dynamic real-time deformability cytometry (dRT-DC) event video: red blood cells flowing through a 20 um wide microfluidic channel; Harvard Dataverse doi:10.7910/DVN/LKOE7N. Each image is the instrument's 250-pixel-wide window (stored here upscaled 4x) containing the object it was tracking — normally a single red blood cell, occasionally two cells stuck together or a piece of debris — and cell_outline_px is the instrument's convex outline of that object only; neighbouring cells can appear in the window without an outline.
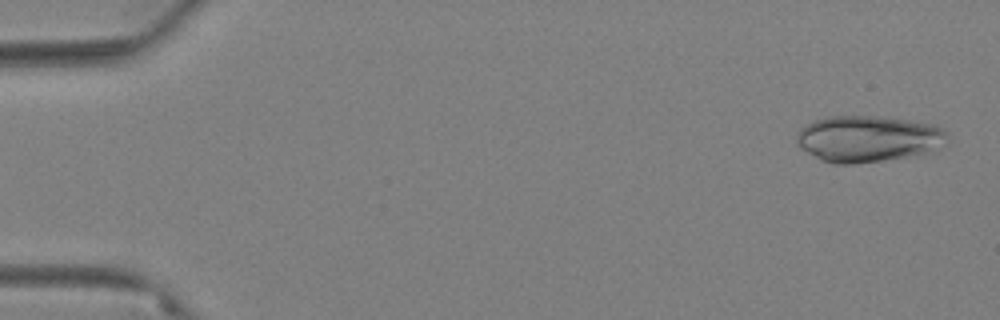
{"species": "Egyptian fruit bat (a non-hibernating species)", "species_latin": "Rousettus aegyptiacus", "temperature_condition": "warm", "stored_images_in_passage": 61, "camera_frame_rate_fps": 3000, "um_per_image_px": 0.085, "animal": {"sex": "female"}, "frame": {"image": 1, "passage_image": 2, "time_ms": 0.333, "image_size_px": [1000, 320], "cell_outline_px": [[948, 144], [928, 152], [884, 160], [856, 164], [832, 164], [820, 160], [800, 148], [796, 144], [796, 136], [800, 128], [816, 120], [828, 116], [876, 116], [936, 124], [948, 132]], "centroid_in_image_um": [73.79, 11.8], "position_along_channel_um": 11.2, "area_um2": 40.98}}
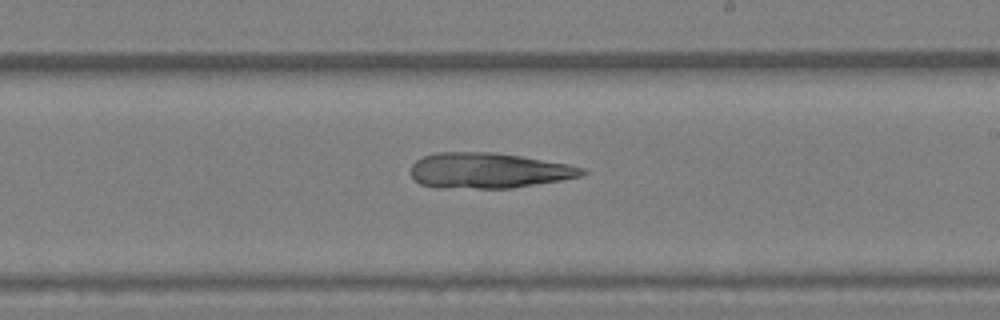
{"frame": {"image": 2, "passage_image": 36, "time_ms": 11.667, "image_size_px": [1000, 320], "cell_outline_px": [[588, 172], [584, 176], [512, 188], [440, 188], [420, 184], [412, 176], [412, 164], [416, 160], [424, 156], [436, 152], [492, 152], [520, 156], [568, 164], [584, 168]], "centroid_in_image_um": [41.53, 14.5], "position_along_channel_um": 247.5, "area_um2": 35.37}}
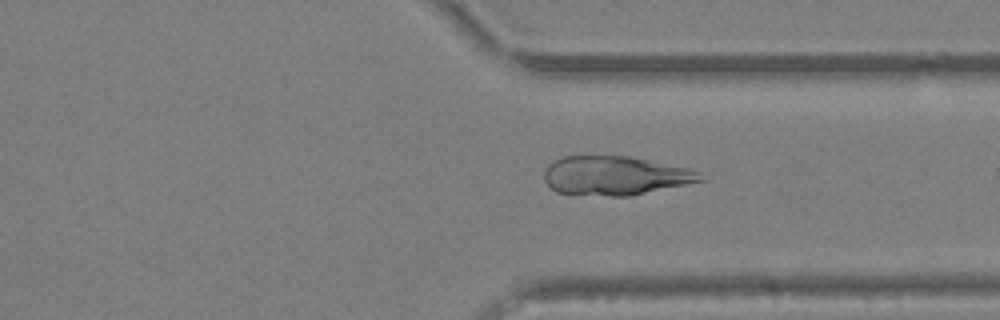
{"frame": {"image": 3, "passage_image": 46, "time_ms": 15.0, "image_size_px": [1000, 320], "cell_outline_px": [[708, 180], [628, 196], [608, 196], [556, 192], [544, 180], [544, 172], [548, 164], [564, 156], [632, 156], [688, 168], [696, 172]], "centroid_in_image_um": [52.3, 14.92], "position_along_channel_um": 359.1, "area_um2": 35.37}}